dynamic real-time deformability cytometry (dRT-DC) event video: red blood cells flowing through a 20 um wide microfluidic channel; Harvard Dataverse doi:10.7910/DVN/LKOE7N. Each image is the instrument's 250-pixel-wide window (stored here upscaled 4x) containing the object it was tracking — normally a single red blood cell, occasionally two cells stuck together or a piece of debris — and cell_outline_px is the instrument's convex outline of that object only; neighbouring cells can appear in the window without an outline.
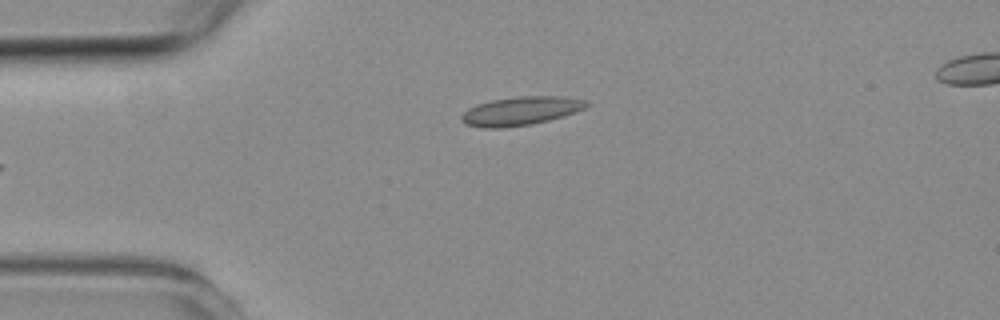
{"species": "common noctule bat (a hibernating species)", "species_latin": "Nyctalus noctula", "temperature_condition": "room temperature", "stored_images_in_passage": 3, "camera_frame_rate_fps": 3000, "um_per_image_px": 0.085, "animal": {"sex": "female", "body_mass_g": 19.3, "forearm_length_mm": 54.1}, "frame": {"image": 1, "passage_image": 3, "time_ms": 2.333, "image_size_px": [1000, 320], "cell_outline_px": [[592, 104], [584, 108], [564, 116], [532, 124], [500, 128], [484, 128], [464, 124], [460, 120], [460, 116], [468, 108], [476, 104], [492, 100], [520, 96], [564, 96], [584, 100]], "centroid_in_image_um": [44.24, 9.43], "position_along_channel_um": 40.8, "area_um2": 20.92}}